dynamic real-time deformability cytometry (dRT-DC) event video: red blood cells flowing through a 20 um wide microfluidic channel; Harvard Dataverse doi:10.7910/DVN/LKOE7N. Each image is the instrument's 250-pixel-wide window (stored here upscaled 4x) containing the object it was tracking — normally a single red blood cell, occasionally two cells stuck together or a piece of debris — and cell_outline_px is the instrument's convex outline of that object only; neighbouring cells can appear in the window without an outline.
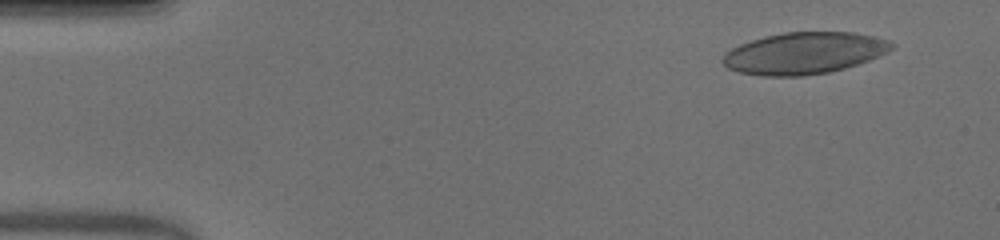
{"species": "human", "species_latin": "Homo sapiens", "temperature_condition": "warm", "stored_images_in_passage": 51, "camera_frame_rate_fps": 3000, "um_per_image_px": 0.085, "donor": {"sex": "male"}, "frame": {"image": 1, "passage_image": 4, "time_ms": 1.0, "image_size_px": [1000, 240], "cell_outline_px": [[896, 44], [888, 52], [868, 60], [844, 68], [828, 72], [804, 76], [760, 76], [740, 72], [728, 68], [720, 60], [724, 52], [740, 44], [764, 36], [784, 32], [852, 32], [876, 36], [888, 40]], "centroid_in_image_um": [68.33, 4.51], "position_along_channel_um": 16.7, "area_um2": 41.15}}
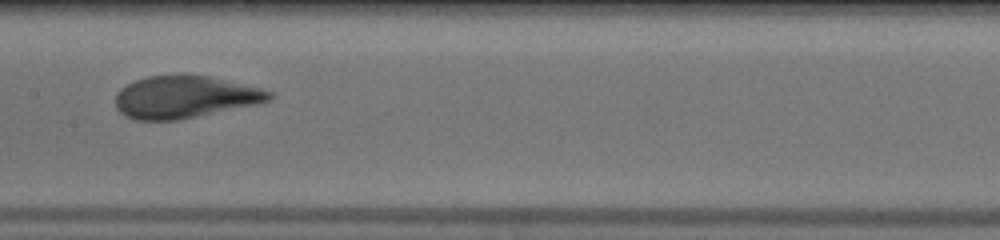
{"frame": {"image": 2, "passage_image": 26, "time_ms": 8.333, "image_size_px": [1000, 240], "cell_outline_px": [[272, 96], [268, 100], [256, 104], [180, 120], [136, 120], [124, 116], [116, 108], [116, 92], [120, 88], [136, 80], [148, 76], [208, 76], [260, 88], [272, 92]], "centroid_in_image_um": [15.66, 8.27], "position_along_channel_um": 191.7, "area_um2": 37.4}}
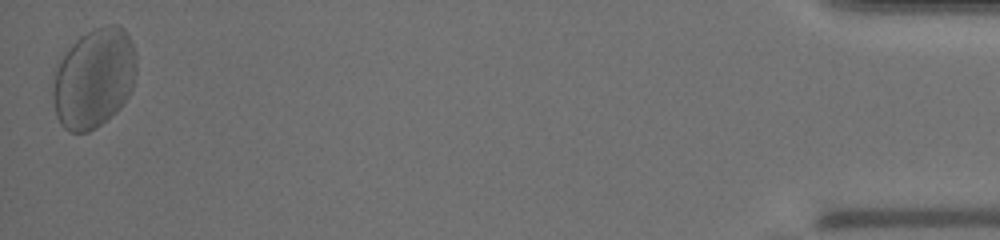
{"frame": {"image": 3, "passage_image": 51, "time_ms": 16.667, "image_size_px": [1000, 240], "cell_outline_px": [[136, 72], [132, 88], [128, 96], [120, 108], [100, 124], [88, 132], [68, 132], [60, 124], [56, 116], [52, 100], [52, 92], [56, 64], [68, 48], [80, 36], [96, 28], [108, 24], [116, 24], [124, 28], [132, 44], [136, 56]], "centroid_in_image_um": [7.96, 6.65], "position_along_channel_um": 427.2, "area_um2": 48.67}, "authors_computed_cell_mechanics": {"area_um2": 40.46, "velocity_mm_per_s": 3.9157, "shape_relaxation_time_tau1_ms": 3.6919, "shape_relaxation_time_tau2_ms": 0.9478, "deformation_change_tau1": 0.1531, "deformation_change_tau2": 0.0711}}